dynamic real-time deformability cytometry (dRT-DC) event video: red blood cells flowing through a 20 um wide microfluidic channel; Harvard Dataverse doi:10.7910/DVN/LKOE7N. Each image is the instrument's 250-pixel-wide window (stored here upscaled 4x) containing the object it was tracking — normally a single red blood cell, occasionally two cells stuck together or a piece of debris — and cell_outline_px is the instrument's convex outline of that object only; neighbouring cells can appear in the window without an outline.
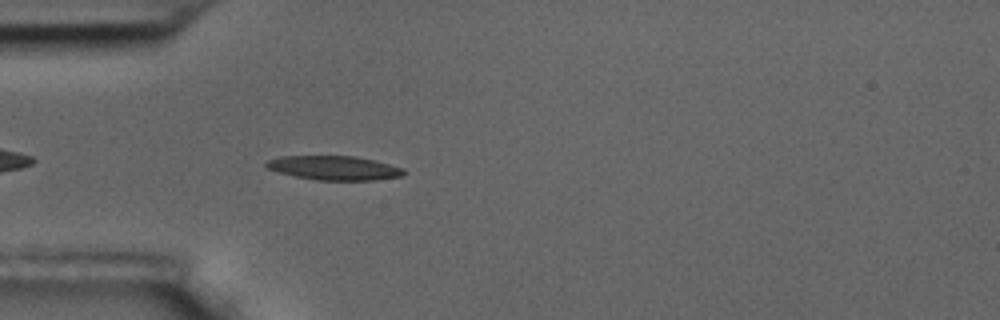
{"species": "common noctule bat (a hibernating species)", "species_latin": "Nyctalus noctula", "temperature_condition": "room temperature", "stored_images_in_passage": 45, "camera_frame_rate_fps": 3000, "um_per_image_px": 0.085, "animal": {"sex": "male", "body_mass_g": 17.5, "forearm_length_mm": 52.3}, "frame": {"image": 1, "passage_image": 4, "time_ms": 1.0, "image_size_px": [1000, 320], "cell_outline_px": [[408, 172], [404, 176], [376, 180], [316, 180], [296, 176], [280, 172], [268, 168], [264, 164], [268, 160], [280, 156], [356, 156], [376, 160], [404, 168]], "centroid_in_image_um": [28.49, 14.27], "position_along_channel_um": 56.5, "area_um2": 19.48}}
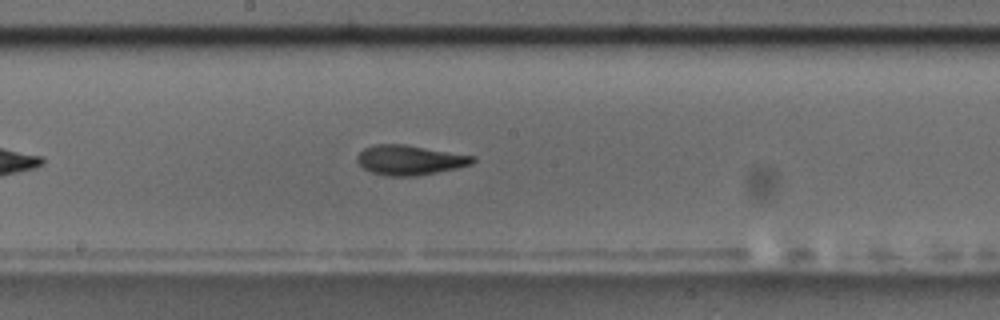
{"frame": {"image": 2, "passage_image": 18, "time_ms": 5.667, "image_size_px": [1000, 320], "cell_outline_px": [[476, 160], [472, 164], [456, 168], [416, 176], [388, 176], [372, 172], [364, 168], [356, 160], [356, 156], [364, 148], [376, 144], [404, 144], [476, 156]], "centroid_in_image_um": [34.84, 13.6], "position_along_channel_um": 213.4, "area_um2": 20.0}}
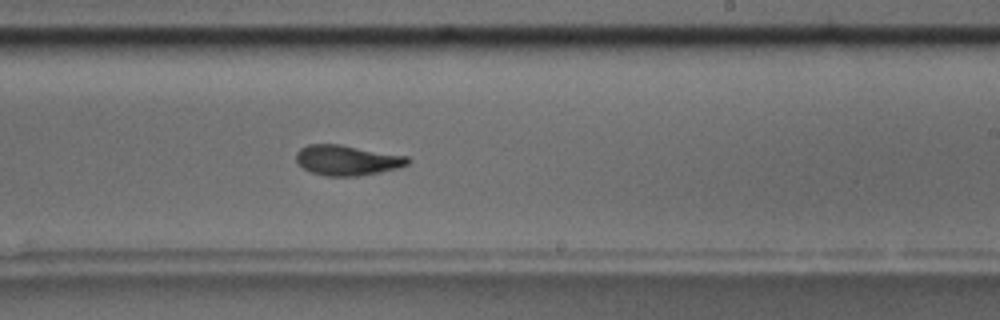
{"frame": {"image": 3, "passage_image": 22, "time_ms": 7.0, "image_size_px": [1000, 320], "cell_outline_px": [[412, 160], [408, 164], [396, 168], [380, 172], [360, 176], [324, 176], [312, 172], [304, 168], [296, 160], [296, 152], [300, 148], [308, 144], [340, 144], [408, 156]], "centroid_in_image_um": [29.51, 13.61], "position_along_channel_um": 259.5, "area_um2": 19.71}, "authors_computed_cell_mechanics": {"area_um2": 19.5364, "velocity_mm_per_s": 3.4735, "shape_relaxation_time_tau1_ms": 4.6647, "shape_relaxation_time_tau2_ms": 3.3388, "deformation_change_tau1": 0.1713, "deformation_change_tau2": 0.1168}}